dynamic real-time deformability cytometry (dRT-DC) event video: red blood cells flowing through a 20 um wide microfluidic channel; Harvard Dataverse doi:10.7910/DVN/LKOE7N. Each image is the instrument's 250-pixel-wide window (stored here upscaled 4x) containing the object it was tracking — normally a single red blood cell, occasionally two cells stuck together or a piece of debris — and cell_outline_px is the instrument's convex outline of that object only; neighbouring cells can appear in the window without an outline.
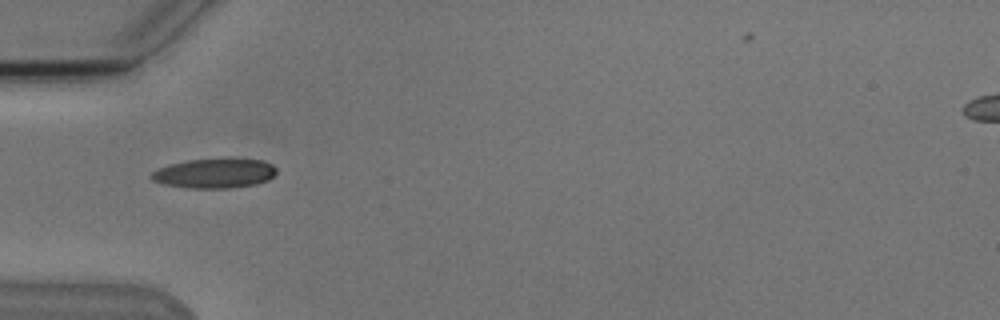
{"species": "Egyptian fruit bat (a non-hibernating species)", "species_latin": "Rousettus aegyptiacus", "temperature_condition": "cold", "stored_images_in_passage": 6, "camera_frame_rate_fps": 3000, "um_per_image_px": 0.085, "animal": {"sex": "male"}, "frame": {"image": 1, "passage_image": 4, "time_ms": 4.333, "image_size_px": [1000, 320], "cell_outline_px": [[276, 172], [268, 180], [256, 184], [232, 188], [188, 188], [164, 184], [152, 180], [148, 176], [152, 172], [168, 164], [188, 160], [264, 160], [272, 164], [276, 168]], "centroid_in_image_um": [18.21, 14.75], "position_along_channel_um": 66.8, "area_um2": 21.27}}
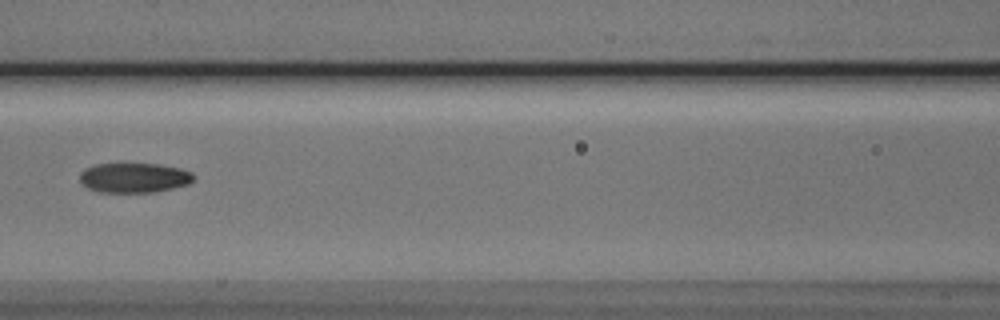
{"frame": {"image": 2, "passage_image": 6, "time_ms": 6.667, "image_size_px": [1000, 320], "cell_outline_px": [[196, 176], [188, 184], [172, 188], [152, 192], [100, 192], [88, 188], [80, 184], [80, 172], [84, 168], [96, 164], [160, 164], [180, 168], [192, 172]], "centroid_in_image_um": [11.38, 15.1], "position_along_channel_um": 155.2, "area_um2": 19.83}}